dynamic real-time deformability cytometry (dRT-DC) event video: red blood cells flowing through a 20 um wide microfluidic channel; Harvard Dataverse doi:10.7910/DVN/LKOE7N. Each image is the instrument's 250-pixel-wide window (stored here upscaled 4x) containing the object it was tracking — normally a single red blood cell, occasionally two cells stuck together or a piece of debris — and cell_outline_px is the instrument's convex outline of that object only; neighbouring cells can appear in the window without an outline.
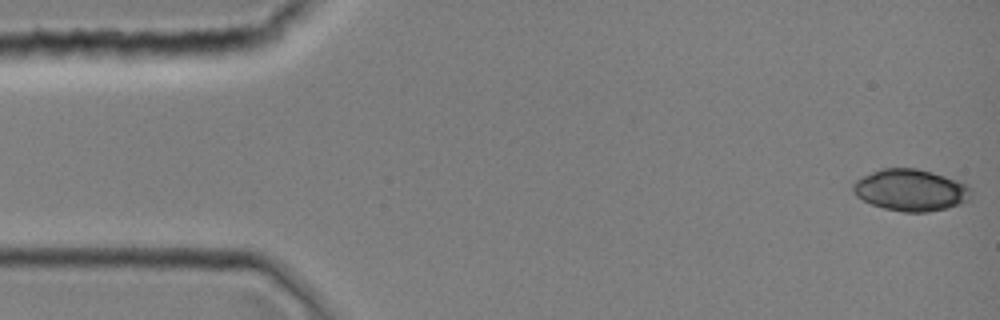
{"species": "common noctule bat (a hibernating species)", "species_latin": "Nyctalus noctula", "temperature_condition": "room temperature", "stored_images_in_passage": 39, "camera_frame_rate_fps": 3000, "um_per_image_px": 0.085, "animal": {"sex": "female", "body_mass_g": 19.0, "forearm_length_mm": 51.5}, "frame": {"image": 1, "passage_image": 1, "time_ms": 0.0, "image_size_px": [1000, 320], "cell_outline_px": [[972, 196], [968, 200], [960, 204], [928, 212], [904, 212], [884, 208], [872, 204], [856, 196], [852, 192], [852, 184], [856, 180], [880, 168], [916, 168], [932, 172], [960, 180], [968, 184], [972, 188]], "centroid_in_image_um": [77.44, 16.15], "position_along_channel_um": 7.6, "area_um2": 28.9}}
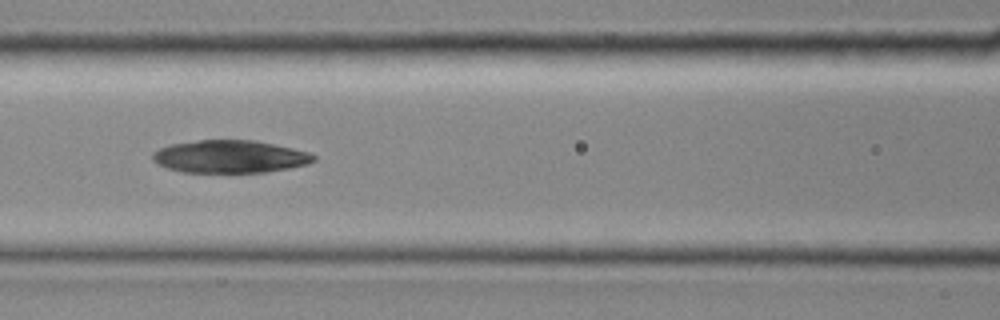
{"frame": {"image": 2, "passage_image": 17, "time_ms": 5.333, "image_size_px": [1000, 320], "cell_outline_px": [[316, 160], [308, 164], [288, 168], [264, 172], [180, 172], [156, 164], [152, 160], [152, 152], [168, 144], [200, 140], [256, 140], [292, 148], [308, 152], [316, 156]], "centroid_in_image_um": [19.51, 13.31], "position_along_channel_um": 147.1, "area_um2": 30.75}}
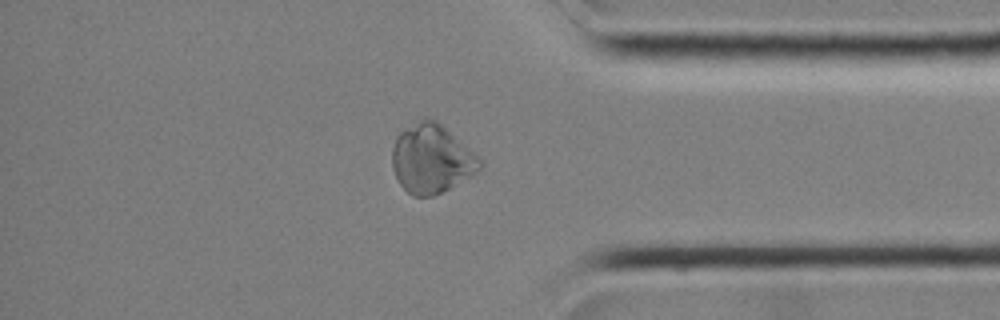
{"frame": {"image": 3, "passage_image": 33, "time_ms": 10.667, "image_size_px": [1000, 320], "cell_outline_px": [[484, 168], [448, 188], [432, 196], [412, 196], [400, 184], [392, 168], [392, 148], [396, 136], [400, 132], [424, 116], [436, 120], [480, 156], [484, 160]], "centroid_in_image_um": [36.7, 13.47], "position_along_channel_um": 398.5, "area_um2": 35.32}}